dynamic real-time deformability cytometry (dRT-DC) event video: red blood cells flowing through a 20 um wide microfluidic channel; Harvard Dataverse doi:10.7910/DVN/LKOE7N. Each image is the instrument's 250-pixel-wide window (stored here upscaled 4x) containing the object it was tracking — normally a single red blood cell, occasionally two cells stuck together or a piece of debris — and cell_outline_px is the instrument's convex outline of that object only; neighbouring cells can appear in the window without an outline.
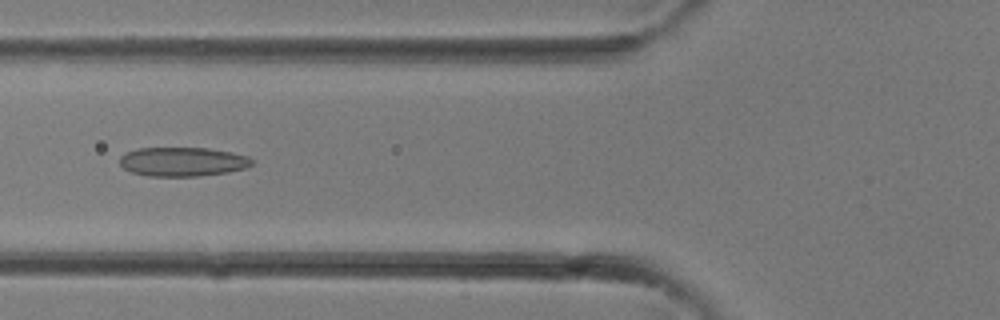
{"species": "common noctule bat (a hibernating species)", "species_latin": "Nyctalus noctula", "temperature_condition": "room temperature", "stored_images_in_passage": 32, "camera_frame_rate_fps": 3000, "um_per_image_px": 0.085, "animal": {"sex": "female"}, "frame": {"image": 1, "passage_image": 12, "time_ms": 3.667, "image_size_px": [1000, 320], "cell_outline_px": [[252, 164], [244, 168], [228, 172], [200, 176], [148, 176], [132, 172], [124, 168], [120, 164], [120, 156], [124, 152], [136, 148], [208, 148], [232, 152], [248, 156], [252, 160]], "centroid_in_image_um": [15.5, 13.74], "position_along_channel_um": 110.3, "area_um2": 22.48}}
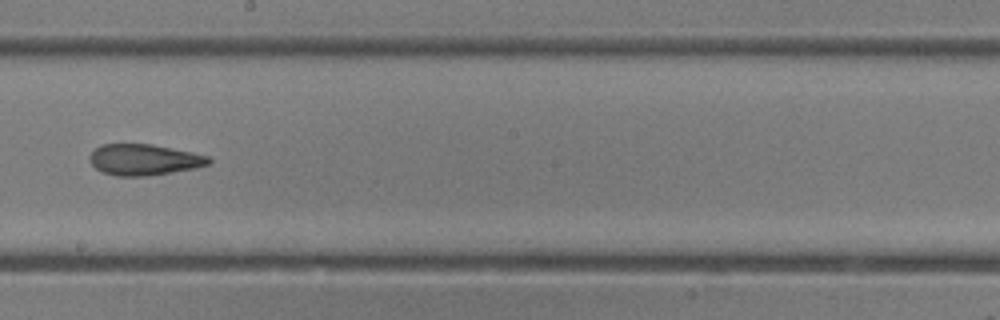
{"frame": {"image": 2, "passage_image": 18, "time_ms": 5.667, "image_size_px": [1000, 320], "cell_outline_px": [[212, 164], [196, 168], [172, 172], [144, 176], [116, 176], [104, 172], [96, 168], [92, 164], [88, 156], [100, 144], [152, 144], [192, 152], [208, 156], [212, 160]], "centroid_in_image_um": [12.27, 13.57], "position_along_channel_um": 235.9, "area_um2": 21.56}}
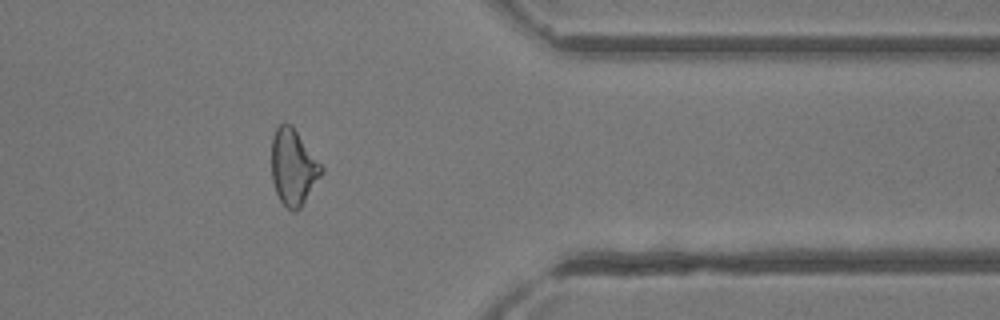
{"frame": {"image": 3, "passage_image": 26, "time_ms": 8.333, "image_size_px": [1000, 320], "cell_outline_px": [[324, 172], [300, 208], [296, 212], [292, 212], [280, 200], [276, 192], [272, 180], [272, 136], [276, 128], [280, 124], [292, 124], [324, 168]], "centroid_in_image_um": [24.94, 14.21], "position_along_channel_um": 386.5, "area_um2": 22.08}}